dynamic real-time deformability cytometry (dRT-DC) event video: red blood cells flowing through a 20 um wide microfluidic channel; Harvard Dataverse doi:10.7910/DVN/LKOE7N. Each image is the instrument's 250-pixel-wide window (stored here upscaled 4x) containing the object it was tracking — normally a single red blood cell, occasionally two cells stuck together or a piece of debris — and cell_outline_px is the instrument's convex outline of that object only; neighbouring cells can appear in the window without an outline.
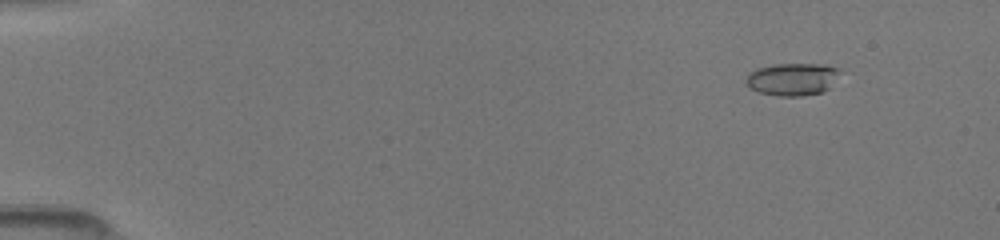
{"species": "common noctule bat (a hibernating species)", "species_latin": "Nyctalus noctula", "temperature_condition": "room temperature", "stored_images_in_passage": 27, "camera_frame_rate_fps": 3000, "um_per_image_px": 0.085, "animal": {"sex": "female", "body_mass_g": 19.5, "forearm_length_mm": 54.1}, "frame": {"image": 1, "passage_image": 5, "time_ms": 1.667, "image_size_px": [1000, 240], "cell_outline_px": [[836, 72], [828, 88], [820, 92], [800, 96], [780, 96], [760, 92], [752, 88], [744, 80], [756, 68], [772, 64], [820, 64], [836, 68]], "centroid_in_image_um": [67.26, 6.72], "position_along_channel_um": 17.7, "area_um2": 17.05}}
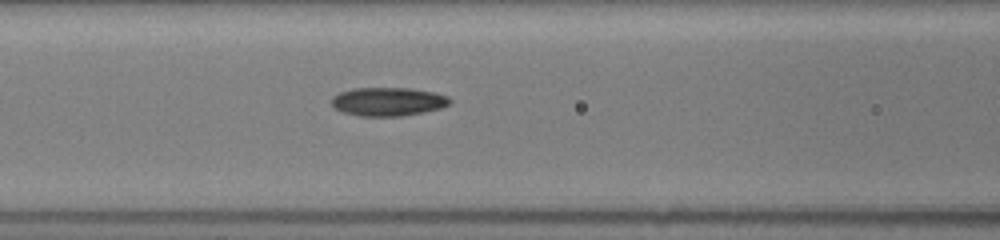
{"frame": {"image": 2, "passage_image": 21, "time_ms": 7.333, "image_size_px": [1000, 240], "cell_outline_px": [[452, 104], [440, 108], [424, 112], [400, 116], [360, 116], [344, 112], [336, 108], [332, 104], [332, 96], [340, 92], [352, 88], [408, 88], [432, 92], [448, 96], [452, 100]], "centroid_in_image_um": [33.0, 8.63], "position_along_channel_um": 133.6, "area_um2": 19.65}}
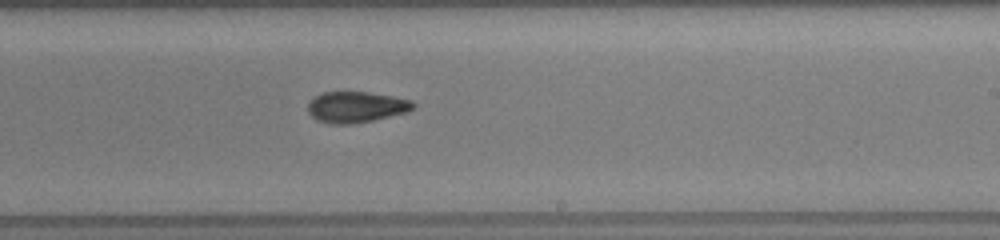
{"frame": {"image": 3, "passage_image": 27, "time_ms": 10.333, "image_size_px": [1000, 240], "cell_outline_px": [[416, 108], [408, 112], [372, 120], [352, 124], [332, 124], [316, 120], [308, 112], [308, 104], [316, 96], [324, 92], [368, 92], [392, 96], [412, 100], [416, 104]], "centroid_in_image_um": [30.31, 9.1], "position_along_channel_um": 258.7, "area_um2": 19.02}}